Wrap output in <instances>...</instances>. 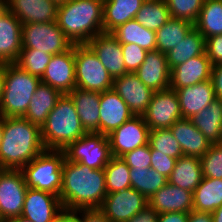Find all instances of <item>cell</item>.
I'll return each mask as SVG.
<instances>
[{"label":"cell","mask_w":222,"mask_h":222,"mask_svg":"<svg viewBox=\"0 0 222 222\" xmlns=\"http://www.w3.org/2000/svg\"><path fill=\"white\" fill-rule=\"evenodd\" d=\"M4 222H33L23 216H18V217H13V218H10Z\"/></svg>","instance_id":"obj_55"},{"label":"cell","mask_w":222,"mask_h":222,"mask_svg":"<svg viewBox=\"0 0 222 222\" xmlns=\"http://www.w3.org/2000/svg\"><path fill=\"white\" fill-rule=\"evenodd\" d=\"M71 96L81 124L87 133L99 130L101 93L75 88Z\"/></svg>","instance_id":"obj_26"},{"label":"cell","mask_w":222,"mask_h":222,"mask_svg":"<svg viewBox=\"0 0 222 222\" xmlns=\"http://www.w3.org/2000/svg\"><path fill=\"white\" fill-rule=\"evenodd\" d=\"M53 222H77L76 211L63 210Z\"/></svg>","instance_id":"obj_52"},{"label":"cell","mask_w":222,"mask_h":222,"mask_svg":"<svg viewBox=\"0 0 222 222\" xmlns=\"http://www.w3.org/2000/svg\"><path fill=\"white\" fill-rule=\"evenodd\" d=\"M205 52L212 65L222 63V35L205 39Z\"/></svg>","instance_id":"obj_46"},{"label":"cell","mask_w":222,"mask_h":222,"mask_svg":"<svg viewBox=\"0 0 222 222\" xmlns=\"http://www.w3.org/2000/svg\"><path fill=\"white\" fill-rule=\"evenodd\" d=\"M72 46L56 21L22 24V48L56 55L66 52Z\"/></svg>","instance_id":"obj_9"},{"label":"cell","mask_w":222,"mask_h":222,"mask_svg":"<svg viewBox=\"0 0 222 222\" xmlns=\"http://www.w3.org/2000/svg\"><path fill=\"white\" fill-rule=\"evenodd\" d=\"M170 17L185 19L193 24L197 21L204 0H165Z\"/></svg>","instance_id":"obj_41"},{"label":"cell","mask_w":222,"mask_h":222,"mask_svg":"<svg viewBox=\"0 0 222 222\" xmlns=\"http://www.w3.org/2000/svg\"><path fill=\"white\" fill-rule=\"evenodd\" d=\"M87 132L83 128L73 100L62 94L41 126V137L46 150H64L71 142Z\"/></svg>","instance_id":"obj_4"},{"label":"cell","mask_w":222,"mask_h":222,"mask_svg":"<svg viewBox=\"0 0 222 222\" xmlns=\"http://www.w3.org/2000/svg\"><path fill=\"white\" fill-rule=\"evenodd\" d=\"M203 179L202 165L199 157L182 156L176 159L168 183L193 192Z\"/></svg>","instance_id":"obj_28"},{"label":"cell","mask_w":222,"mask_h":222,"mask_svg":"<svg viewBox=\"0 0 222 222\" xmlns=\"http://www.w3.org/2000/svg\"><path fill=\"white\" fill-rule=\"evenodd\" d=\"M77 222H110L99 209L76 210Z\"/></svg>","instance_id":"obj_47"},{"label":"cell","mask_w":222,"mask_h":222,"mask_svg":"<svg viewBox=\"0 0 222 222\" xmlns=\"http://www.w3.org/2000/svg\"><path fill=\"white\" fill-rule=\"evenodd\" d=\"M211 214L214 222H222V205Z\"/></svg>","instance_id":"obj_54"},{"label":"cell","mask_w":222,"mask_h":222,"mask_svg":"<svg viewBox=\"0 0 222 222\" xmlns=\"http://www.w3.org/2000/svg\"><path fill=\"white\" fill-rule=\"evenodd\" d=\"M169 129L179 142L183 156L201 158L209 150L211 143L189 119L178 120Z\"/></svg>","instance_id":"obj_25"},{"label":"cell","mask_w":222,"mask_h":222,"mask_svg":"<svg viewBox=\"0 0 222 222\" xmlns=\"http://www.w3.org/2000/svg\"><path fill=\"white\" fill-rule=\"evenodd\" d=\"M53 55L32 48H22L15 64L29 74L42 77Z\"/></svg>","instance_id":"obj_40"},{"label":"cell","mask_w":222,"mask_h":222,"mask_svg":"<svg viewBox=\"0 0 222 222\" xmlns=\"http://www.w3.org/2000/svg\"><path fill=\"white\" fill-rule=\"evenodd\" d=\"M200 161L203 177L222 179V144H211Z\"/></svg>","instance_id":"obj_42"},{"label":"cell","mask_w":222,"mask_h":222,"mask_svg":"<svg viewBox=\"0 0 222 222\" xmlns=\"http://www.w3.org/2000/svg\"><path fill=\"white\" fill-rule=\"evenodd\" d=\"M61 95L58 90L41 82L31 98L24 118L41 127Z\"/></svg>","instance_id":"obj_29"},{"label":"cell","mask_w":222,"mask_h":222,"mask_svg":"<svg viewBox=\"0 0 222 222\" xmlns=\"http://www.w3.org/2000/svg\"><path fill=\"white\" fill-rule=\"evenodd\" d=\"M65 158L92 169H104L111 160L109 139L100 133H86L64 150Z\"/></svg>","instance_id":"obj_8"},{"label":"cell","mask_w":222,"mask_h":222,"mask_svg":"<svg viewBox=\"0 0 222 222\" xmlns=\"http://www.w3.org/2000/svg\"><path fill=\"white\" fill-rule=\"evenodd\" d=\"M3 89H4V64L0 63V103L2 100Z\"/></svg>","instance_id":"obj_53"},{"label":"cell","mask_w":222,"mask_h":222,"mask_svg":"<svg viewBox=\"0 0 222 222\" xmlns=\"http://www.w3.org/2000/svg\"><path fill=\"white\" fill-rule=\"evenodd\" d=\"M188 222H214L212 214L209 212H198L192 210L189 213Z\"/></svg>","instance_id":"obj_51"},{"label":"cell","mask_w":222,"mask_h":222,"mask_svg":"<svg viewBox=\"0 0 222 222\" xmlns=\"http://www.w3.org/2000/svg\"><path fill=\"white\" fill-rule=\"evenodd\" d=\"M27 185L21 169L0 172V222L21 216Z\"/></svg>","instance_id":"obj_10"},{"label":"cell","mask_w":222,"mask_h":222,"mask_svg":"<svg viewBox=\"0 0 222 222\" xmlns=\"http://www.w3.org/2000/svg\"><path fill=\"white\" fill-rule=\"evenodd\" d=\"M0 163L4 169H22L45 151L41 127L24 117H1Z\"/></svg>","instance_id":"obj_2"},{"label":"cell","mask_w":222,"mask_h":222,"mask_svg":"<svg viewBox=\"0 0 222 222\" xmlns=\"http://www.w3.org/2000/svg\"><path fill=\"white\" fill-rule=\"evenodd\" d=\"M111 34L120 44L135 43L147 52L156 50V32L145 28L135 19L120 25Z\"/></svg>","instance_id":"obj_31"},{"label":"cell","mask_w":222,"mask_h":222,"mask_svg":"<svg viewBox=\"0 0 222 222\" xmlns=\"http://www.w3.org/2000/svg\"><path fill=\"white\" fill-rule=\"evenodd\" d=\"M134 73L153 91H162L170 87L171 70L167 64L166 54L160 51H148L144 62Z\"/></svg>","instance_id":"obj_22"},{"label":"cell","mask_w":222,"mask_h":222,"mask_svg":"<svg viewBox=\"0 0 222 222\" xmlns=\"http://www.w3.org/2000/svg\"><path fill=\"white\" fill-rule=\"evenodd\" d=\"M189 213L167 212L159 213L157 222H188Z\"/></svg>","instance_id":"obj_50"},{"label":"cell","mask_w":222,"mask_h":222,"mask_svg":"<svg viewBox=\"0 0 222 222\" xmlns=\"http://www.w3.org/2000/svg\"><path fill=\"white\" fill-rule=\"evenodd\" d=\"M170 18L165 0H145L134 19L145 28L156 32Z\"/></svg>","instance_id":"obj_36"},{"label":"cell","mask_w":222,"mask_h":222,"mask_svg":"<svg viewBox=\"0 0 222 222\" xmlns=\"http://www.w3.org/2000/svg\"><path fill=\"white\" fill-rule=\"evenodd\" d=\"M97 55L102 65L115 79L128 73L124 65L121 44L111 33H102L86 43Z\"/></svg>","instance_id":"obj_19"},{"label":"cell","mask_w":222,"mask_h":222,"mask_svg":"<svg viewBox=\"0 0 222 222\" xmlns=\"http://www.w3.org/2000/svg\"><path fill=\"white\" fill-rule=\"evenodd\" d=\"M22 24L56 21L57 6L51 0H1Z\"/></svg>","instance_id":"obj_20"},{"label":"cell","mask_w":222,"mask_h":222,"mask_svg":"<svg viewBox=\"0 0 222 222\" xmlns=\"http://www.w3.org/2000/svg\"><path fill=\"white\" fill-rule=\"evenodd\" d=\"M63 210L58 195L27 188L21 216L33 222H53Z\"/></svg>","instance_id":"obj_16"},{"label":"cell","mask_w":222,"mask_h":222,"mask_svg":"<svg viewBox=\"0 0 222 222\" xmlns=\"http://www.w3.org/2000/svg\"><path fill=\"white\" fill-rule=\"evenodd\" d=\"M194 27L185 19L170 18L156 31V50L164 54L176 47Z\"/></svg>","instance_id":"obj_34"},{"label":"cell","mask_w":222,"mask_h":222,"mask_svg":"<svg viewBox=\"0 0 222 222\" xmlns=\"http://www.w3.org/2000/svg\"><path fill=\"white\" fill-rule=\"evenodd\" d=\"M148 205L158 214L190 213L193 210V192L167 183L148 198Z\"/></svg>","instance_id":"obj_23"},{"label":"cell","mask_w":222,"mask_h":222,"mask_svg":"<svg viewBox=\"0 0 222 222\" xmlns=\"http://www.w3.org/2000/svg\"><path fill=\"white\" fill-rule=\"evenodd\" d=\"M194 27L205 39L222 35V0H204Z\"/></svg>","instance_id":"obj_35"},{"label":"cell","mask_w":222,"mask_h":222,"mask_svg":"<svg viewBox=\"0 0 222 222\" xmlns=\"http://www.w3.org/2000/svg\"><path fill=\"white\" fill-rule=\"evenodd\" d=\"M99 112V130L96 133L105 136L134 116L126 102L114 89L101 93Z\"/></svg>","instance_id":"obj_18"},{"label":"cell","mask_w":222,"mask_h":222,"mask_svg":"<svg viewBox=\"0 0 222 222\" xmlns=\"http://www.w3.org/2000/svg\"><path fill=\"white\" fill-rule=\"evenodd\" d=\"M175 163L176 158L166 156L163 153H156V150L151 148V168L166 178L172 173Z\"/></svg>","instance_id":"obj_45"},{"label":"cell","mask_w":222,"mask_h":222,"mask_svg":"<svg viewBox=\"0 0 222 222\" xmlns=\"http://www.w3.org/2000/svg\"><path fill=\"white\" fill-rule=\"evenodd\" d=\"M22 49V23L0 4V63H15Z\"/></svg>","instance_id":"obj_17"},{"label":"cell","mask_w":222,"mask_h":222,"mask_svg":"<svg viewBox=\"0 0 222 222\" xmlns=\"http://www.w3.org/2000/svg\"><path fill=\"white\" fill-rule=\"evenodd\" d=\"M148 205V199L135 190L127 188L108 193L99 210L110 222H127Z\"/></svg>","instance_id":"obj_11"},{"label":"cell","mask_w":222,"mask_h":222,"mask_svg":"<svg viewBox=\"0 0 222 222\" xmlns=\"http://www.w3.org/2000/svg\"><path fill=\"white\" fill-rule=\"evenodd\" d=\"M211 144L220 142L222 124V100L214 99L211 104L189 119Z\"/></svg>","instance_id":"obj_30"},{"label":"cell","mask_w":222,"mask_h":222,"mask_svg":"<svg viewBox=\"0 0 222 222\" xmlns=\"http://www.w3.org/2000/svg\"><path fill=\"white\" fill-rule=\"evenodd\" d=\"M211 81L215 92V97L222 100V63L212 65Z\"/></svg>","instance_id":"obj_48"},{"label":"cell","mask_w":222,"mask_h":222,"mask_svg":"<svg viewBox=\"0 0 222 222\" xmlns=\"http://www.w3.org/2000/svg\"><path fill=\"white\" fill-rule=\"evenodd\" d=\"M135 116H143L154 91L144 85L134 72L113 79V87Z\"/></svg>","instance_id":"obj_15"},{"label":"cell","mask_w":222,"mask_h":222,"mask_svg":"<svg viewBox=\"0 0 222 222\" xmlns=\"http://www.w3.org/2000/svg\"><path fill=\"white\" fill-rule=\"evenodd\" d=\"M104 173L107 194L131 188L130 168L121 157L112 156Z\"/></svg>","instance_id":"obj_38"},{"label":"cell","mask_w":222,"mask_h":222,"mask_svg":"<svg viewBox=\"0 0 222 222\" xmlns=\"http://www.w3.org/2000/svg\"><path fill=\"white\" fill-rule=\"evenodd\" d=\"M131 188H134L147 199L168 183V178L153 168L130 169Z\"/></svg>","instance_id":"obj_37"},{"label":"cell","mask_w":222,"mask_h":222,"mask_svg":"<svg viewBox=\"0 0 222 222\" xmlns=\"http://www.w3.org/2000/svg\"><path fill=\"white\" fill-rule=\"evenodd\" d=\"M56 22L72 44H86L103 31V0H69L57 7Z\"/></svg>","instance_id":"obj_3"},{"label":"cell","mask_w":222,"mask_h":222,"mask_svg":"<svg viewBox=\"0 0 222 222\" xmlns=\"http://www.w3.org/2000/svg\"><path fill=\"white\" fill-rule=\"evenodd\" d=\"M183 119H190L216 99L211 79L176 90Z\"/></svg>","instance_id":"obj_24"},{"label":"cell","mask_w":222,"mask_h":222,"mask_svg":"<svg viewBox=\"0 0 222 222\" xmlns=\"http://www.w3.org/2000/svg\"><path fill=\"white\" fill-rule=\"evenodd\" d=\"M1 138H2V129H1V117H0V142H1Z\"/></svg>","instance_id":"obj_58"},{"label":"cell","mask_w":222,"mask_h":222,"mask_svg":"<svg viewBox=\"0 0 222 222\" xmlns=\"http://www.w3.org/2000/svg\"><path fill=\"white\" fill-rule=\"evenodd\" d=\"M145 0H103V31L112 33L133 20Z\"/></svg>","instance_id":"obj_27"},{"label":"cell","mask_w":222,"mask_h":222,"mask_svg":"<svg viewBox=\"0 0 222 222\" xmlns=\"http://www.w3.org/2000/svg\"><path fill=\"white\" fill-rule=\"evenodd\" d=\"M158 213L149 205H147L142 211L137 213L127 222H157Z\"/></svg>","instance_id":"obj_49"},{"label":"cell","mask_w":222,"mask_h":222,"mask_svg":"<svg viewBox=\"0 0 222 222\" xmlns=\"http://www.w3.org/2000/svg\"><path fill=\"white\" fill-rule=\"evenodd\" d=\"M205 52V38L193 27L182 41L166 53L167 64L170 68L185 63L192 57H197Z\"/></svg>","instance_id":"obj_33"},{"label":"cell","mask_w":222,"mask_h":222,"mask_svg":"<svg viewBox=\"0 0 222 222\" xmlns=\"http://www.w3.org/2000/svg\"><path fill=\"white\" fill-rule=\"evenodd\" d=\"M148 144L156 153H163L176 159L183 156L182 148L169 128L150 130Z\"/></svg>","instance_id":"obj_39"},{"label":"cell","mask_w":222,"mask_h":222,"mask_svg":"<svg viewBox=\"0 0 222 222\" xmlns=\"http://www.w3.org/2000/svg\"><path fill=\"white\" fill-rule=\"evenodd\" d=\"M106 195L104 169H92L65 158L59 194L64 210L99 209Z\"/></svg>","instance_id":"obj_1"},{"label":"cell","mask_w":222,"mask_h":222,"mask_svg":"<svg viewBox=\"0 0 222 222\" xmlns=\"http://www.w3.org/2000/svg\"><path fill=\"white\" fill-rule=\"evenodd\" d=\"M149 132L143 116L134 115L107 136L112 156L121 157L137 147L148 144Z\"/></svg>","instance_id":"obj_13"},{"label":"cell","mask_w":222,"mask_h":222,"mask_svg":"<svg viewBox=\"0 0 222 222\" xmlns=\"http://www.w3.org/2000/svg\"><path fill=\"white\" fill-rule=\"evenodd\" d=\"M76 87L105 92L112 89L113 78L87 44H74Z\"/></svg>","instance_id":"obj_7"},{"label":"cell","mask_w":222,"mask_h":222,"mask_svg":"<svg viewBox=\"0 0 222 222\" xmlns=\"http://www.w3.org/2000/svg\"><path fill=\"white\" fill-rule=\"evenodd\" d=\"M4 168L2 167L1 163H0V172L3 170Z\"/></svg>","instance_id":"obj_59"},{"label":"cell","mask_w":222,"mask_h":222,"mask_svg":"<svg viewBox=\"0 0 222 222\" xmlns=\"http://www.w3.org/2000/svg\"><path fill=\"white\" fill-rule=\"evenodd\" d=\"M121 158L130 169H149L151 168V147L149 144L137 147L125 153Z\"/></svg>","instance_id":"obj_43"},{"label":"cell","mask_w":222,"mask_h":222,"mask_svg":"<svg viewBox=\"0 0 222 222\" xmlns=\"http://www.w3.org/2000/svg\"><path fill=\"white\" fill-rule=\"evenodd\" d=\"M212 64L208 59L206 52L192 57L185 63H181L171 69L170 89L193 86L199 82L211 79Z\"/></svg>","instance_id":"obj_21"},{"label":"cell","mask_w":222,"mask_h":222,"mask_svg":"<svg viewBox=\"0 0 222 222\" xmlns=\"http://www.w3.org/2000/svg\"><path fill=\"white\" fill-rule=\"evenodd\" d=\"M40 83V77L29 74L15 63L4 64L0 117H24Z\"/></svg>","instance_id":"obj_5"},{"label":"cell","mask_w":222,"mask_h":222,"mask_svg":"<svg viewBox=\"0 0 222 222\" xmlns=\"http://www.w3.org/2000/svg\"><path fill=\"white\" fill-rule=\"evenodd\" d=\"M40 79L61 94H69L76 88L74 44L66 52L52 56Z\"/></svg>","instance_id":"obj_14"},{"label":"cell","mask_w":222,"mask_h":222,"mask_svg":"<svg viewBox=\"0 0 222 222\" xmlns=\"http://www.w3.org/2000/svg\"><path fill=\"white\" fill-rule=\"evenodd\" d=\"M218 144H222V124H221V130H220V142Z\"/></svg>","instance_id":"obj_57"},{"label":"cell","mask_w":222,"mask_h":222,"mask_svg":"<svg viewBox=\"0 0 222 222\" xmlns=\"http://www.w3.org/2000/svg\"><path fill=\"white\" fill-rule=\"evenodd\" d=\"M57 7L60 5H63L64 3H66L69 0H51Z\"/></svg>","instance_id":"obj_56"},{"label":"cell","mask_w":222,"mask_h":222,"mask_svg":"<svg viewBox=\"0 0 222 222\" xmlns=\"http://www.w3.org/2000/svg\"><path fill=\"white\" fill-rule=\"evenodd\" d=\"M127 72H135L145 60L147 51L135 43L121 44Z\"/></svg>","instance_id":"obj_44"},{"label":"cell","mask_w":222,"mask_h":222,"mask_svg":"<svg viewBox=\"0 0 222 222\" xmlns=\"http://www.w3.org/2000/svg\"><path fill=\"white\" fill-rule=\"evenodd\" d=\"M64 160L65 152L63 150H45L35 157L21 169L27 188L42 190L59 196L62 187Z\"/></svg>","instance_id":"obj_6"},{"label":"cell","mask_w":222,"mask_h":222,"mask_svg":"<svg viewBox=\"0 0 222 222\" xmlns=\"http://www.w3.org/2000/svg\"><path fill=\"white\" fill-rule=\"evenodd\" d=\"M143 118L150 130L170 128L183 119L176 91L170 88L154 91Z\"/></svg>","instance_id":"obj_12"},{"label":"cell","mask_w":222,"mask_h":222,"mask_svg":"<svg viewBox=\"0 0 222 222\" xmlns=\"http://www.w3.org/2000/svg\"><path fill=\"white\" fill-rule=\"evenodd\" d=\"M222 205V179L203 177L193 191V210L214 212Z\"/></svg>","instance_id":"obj_32"}]
</instances>
